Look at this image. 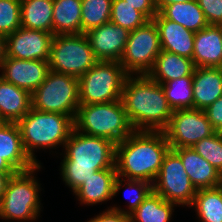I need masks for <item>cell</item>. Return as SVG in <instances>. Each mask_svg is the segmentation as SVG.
Listing matches in <instances>:
<instances>
[{"mask_svg":"<svg viewBox=\"0 0 222 222\" xmlns=\"http://www.w3.org/2000/svg\"><path fill=\"white\" fill-rule=\"evenodd\" d=\"M169 149L164 131H134L115 146L117 176L153 184Z\"/></svg>","mask_w":222,"mask_h":222,"instance_id":"cell-1","label":"cell"},{"mask_svg":"<svg viewBox=\"0 0 222 222\" xmlns=\"http://www.w3.org/2000/svg\"><path fill=\"white\" fill-rule=\"evenodd\" d=\"M115 146L109 139L90 136L73 129L64 145L60 175L74 193L92 174L115 168Z\"/></svg>","mask_w":222,"mask_h":222,"instance_id":"cell-2","label":"cell"},{"mask_svg":"<svg viewBox=\"0 0 222 222\" xmlns=\"http://www.w3.org/2000/svg\"><path fill=\"white\" fill-rule=\"evenodd\" d=\"M121 100L135 131H164L169 125L173 110L161 84L148 75H128Z\"/></svg>","mask_w":222,"mask_h":222,"instance_id":"cell-3","label":"cell"},{"mask_svg":"<svg viewBox=\"0 0 222 222\" xmlns=\"http://www.w3.org/2000/svg\"><path fill=\"white\" fill-rule=\"evenodd\" d=\"M17 124L20 128L24 150L37 165L40 162L34 153L36 149H56L60 145L64 148L74 129V122L70 116L33 108Z\"/></svg>","mask_w":222,"mask_h":222,"instance_id":"cell-4","label":"cell"},{"mask_svg":"<svg viewBox=\"0 0 222 222\" xmlns=\"http://www.w3.org/2000/svg\"><path fill=\"white\" fill-rule=\"evenodd\" d=\"M73 122L76 131L106 138L115 144L123 141L135 131L122 100L79 105Z\"/></svg>","mask_w":222,"mask_h":222,"instance_id":"cell-5","label":"cell"},{"mask_svg":"<svg viewBox=\"0 0 222 222\" xmlns=\"http://www.w3.org/2000/svg\"><path fill=\"white\" fill-rule=\"evenodd\" d=\"M41 168L38 164L29 170L16 172L8 179L0 202V218L12 222L36 221L42 207L39 197L41 184L35 173Z\"/></svg>","mask_w":222,"mask_h":222,"instance_id":"cell-6","label":"cell"},{"mask_svg":"<svg viewBox=\"0 0 222 222\" xmlns=\"http://www.w3.org/2000/svg\"><path fill=\"white\" fill-rule=\"evenodd\" d=\"M127 76L120 62L98 61L79 78L80 105L121 100Z\"/></svg>","mask_w":222,"mask_h":222,"instance_id":"cell-7","label":"cell"},{"mask_svg":"<svg viewBox=\"0 0 222 222\" xmlns=\"http://www.w3.org/2000/svg\"><path fill=\"white\" fill-rule=\"evenodd\" d=\"M79 79L50 71L44 82L31 94L32 108L43 112H56L73 120L80 105Z\"/></svg>","mask_w":222,"mask_h":222,"instance_id":"cell-8","label":"cell"},{"mask_svg":"<svg viewBox=\"0 0 222 222\" xmlns=\"http://www.w3.org/2000/svg\"><path fill=\"white\" fill-rule=\"evenodd\" d=\"M97 62L85 34L54 35L49 59L50 71L79 79Z\"/></svg>","mask_w":222,"mask_h":222,"instance_id":"cell-9","label":"cell"},{"mask_svg":"<svg viewBox=\"0 0 222 222\" xmlns=\"http://www.w3.org/2000/svg\"><path fill=\"white\" fill-rule=\"evenodd\" d=\"M159 32L153 20L130 31L120 64L128 75H147L161 51Z\"/></svg>","mask_w":222,"mask_h":222,"instance_id":"cell-10","label":"cell"},{"mask_svg":"<svg viewBox=\"0 0 222 222\" xmlns=\"http://www.w3.org/2000/svg\"><path fill=\"white\" fill-rule=\"evenodd\" d=\"M153 191L168 202L188 208L195 198L197 190L191 183L180 156L173 149H169L163 158L159 174L153 183Z\"/></svg>","mask_w":222,"mask_h":222,"instance_id":"cell-11","label":"cell"},{"mask_svg":"<svg viewBox=\"0 0 222 222\" xmlns=\"http://www.w3.org/2000/svg\"><path fill=\"white\" fill-rule=\"evenodd\" d=\"M170 149L192 148L200 140L216 131L203 110L179 109L172 112L169 125L164 130Z\"/></svg>","mask_w":222,"mask_h":222,"instance_id":"cell-12","label":"cell"},{"mask_svg":"<svg viewBox=\"0 0 222 222\" xmlns=\"http://www.w3.org/2000/svg\"><path fill=\"white\" fill-rule=\"evenodd\" d=\"M53 33L22 28L6 36L5 57L49 61Z\"/></svg>","mask_w":222,"mask_h":222,"instance_id":"cell-13","label":"cell"},{"mask_svg":"<svg viewBox=\"0 0 222 222\" xmlns=\"http://www.w3.org/2000/svg\"><path fill=\"white\" fill-rule=\"evenodd\" d=\"M0 77L32 94L47 78L49 61L5 57Z\"/></svg>","mask_w":222,"mask_h":222,"instance_id":"cell-14","label":"cell"},{"mask_svg":"<svg viewBox=\"0 0 222 222\" xmlns=\"http://www.w3.org/2000/svg\"><path fill=\"white\" fill-rule=\"evenodd\" d=\"M130 31L112 22L104 23L85 35L98 61L119 62L125 51Z\"/></svg>","mask_w":222,"mask_h":222,"instance_id":"cell-15","label":"cell"},{"mask_svg":"<svg viewBox=\"0 0 222 222\" xmlns=\"http://www.w3.org/2000/svg\"><path fill=\"white\" fill-rule=\"evenodd\" d=\"M152 20L157 26L162 50L192 59L194 32L164 18L159 12Z\"/></svg>","mask_w":222,"mask_h":222,"instance_id":"cell-16","label":"cell"},{"mask_svg":"<svg viewBox=\"0 0 222 222\" xmlns=\"http://www.w3.org/2000/svg\"><path fill=\"white\" fill-rule=\"evenodd\" d=\"M192 60L195 67L222 68L221 25H208L195 33Z\"/></svg>","mask_w":222,"mask_h":222,"instance_id":"cell-17","label":"cell"},{"mask_svg":"<svg viewBox=\"0 0 222 222\" xmlns=\"http://www.w3.org/2000/svg\"><path fill=\"white\" fill-rule=\"evenodd\" d=\"M222 96V68L195 67L193 71V108L205 110Z\"/></svg>","mask_w":222,"mask_h":222,"instance_id":"cell-18","label":"cell"},{"mask_svg":"<svg viewBox=\"0 0 222 222\" xmlns=\"http://www.w3.org/2000/svg\"><path fill=\"white\" fill-rule=\"evenodd\" d=\"M0 155L17 172L29 170L37 165L24 150L17 122L0 123Z\"/></svg>","mask_w":222,"mask_h":222,"instance_id":"cell-19","label":"cell"},{"mask_svg":"<svg viewBox=\"0 0 222 222\" xmlns=\"http://www.w3.org/2000/svg\"><path fill=\"white\" fill-rule=\"evenodd\" d=\"M117 177L116 168L97 171L73 193L82 205H96L107 202L114 197V182Z\"/></svg>","mask_w":222,"mask_h":222,"instance_id":"cell-20","label":"cell"},{"mask_svg":"<svg viewBox=\"0 0 222 222\" xmlns=\"http://www.w3.org/2000/svg\"><path fill=\"white\" fill-rule=\"evenodd\" d=\"M173 150L180 156L183 167L196 190L220 186L221 174L194 149L176 148Z\"/></svg>","mask_w":222,"mask_h":222,"instance_id":"cell-21","label":"cell"},{"mask_svg":"<svg viewBox=\"0 0 222 222\" xmlns=\"http://www.w3.org/2000/svg\"><path fill=\"white\" fill-rule=\"evenodd\" d=\"M31 108V94L0 77V118L18 122Z\"/></svg>","mask_w":222,"mask_h":222,"instance_id":"cell-22","label":"cell"},{"mask_svg":"<svg viewBox=\"0 0 222 222\" xmlns=\"http://www.w3.org/2000/svg\"><path fill=\"white\" fill-rule=\"evenodd\" d=\"M194 69L192 59L161 50L147 75L157 83L163 84L184 76H193Z\"/></svg>","mask_w":222,"mask_h":222,"instance_id":"cell-23","label":"cell"},{"mask_svg":"<svg viewBox=\"0 0 222 222\" xmlns=\"http://www.w3.org/2000/svg\"><path fill=\"white\" fill-rule=\"evenodd\" d=\"M53 34L68 35L82 33V0H53Z\"/></svg>","mask_w":222,"mask_h":222,"instance_id":"cell-24","label":"cell"},{"mask_svg":"<svg viewBox=\"0 0 222 222\" xmlns=\"http://www.w3.org/2000/svg\"><path fill=\"white\" fill-rule=\"evenodd\" d=\"M53 0H21V27L53 33Z\"/></svg>","mask_w":222,"mask_h":222,"instance_id":"cell-25","label":"cell"},{"mask_svg":"<svg viewBox=\"0 0 222 222\" xmlns=\"http://www.w3.org/2000/svg\"><path fill=\"white\" fill-rule=\"evenodd\" d=\"M159 13L194 33L209 25L196 0L164 6Z\"/></svg>","mask_w":222,"mask_h":222,"instance_id":"cell-26","label":"cell"},{"mask_svg":"<svg viewBox=\"0 0 222 222\" xmlns=\"http://www.w3.org/2000/svg\"><path fill=\"white\" fill-rule=\"evenodd\" d=\"M177 204L166 201L152 191L148 197L132 212L130 222H170Z\"/></svg>","mask_w":222,"mask_h":222,"instance_id":"cell-27","label":"cell"},{"mask_svg":"<svg viewBox=\"0 0 222 222\" xmlns=\"http://www.w3.org/2000/svg\"><path fill=\"white\" fill-rule=\"evenodd\" d=\"M189 207L196 211L200 222H222V188L197 190Z\"/></svg>","mask_w":222,"mask_h":222,"instance_id":"cell-28","label":"cell"},{"mask_svg":"<svg viewBox=\"0 0 222 222\" xmlns=\"http://www.w3.org/2000/svg\"><path fill=\"white\" fill-rule=\"evenodd\" d=\"M161 86L173 111L193 108V76H184L163 83Z\"/></svg>","mask_w":222,"mask_h":222,"instance_id":"cell-29","label":"cell"},{"mask_svg":"<svg viewBox=\"0 0 222 222\" xmlns=\"http://www.w3.org/2000/svg\"><path fill=\"white\" fill-rule=\"evenodd\" d=\"M113 0H82V34L110 22Z\"/></svg>","mask_w":222,"mask_h":222,"instance_id":"cell-30","label":"cell"},{"mask_svg":"<svg viewBox=\"0 0 222 222\" xmlns=\"http://www.w3.org/2000/svg\"><path fill=\"white\" fill-rule=\"evenodd\" d=\"M123 179V180H122ZM117 176L114 182V196L122 189V186H126V191L134 190L132 193V198L129 199V205H127L128 209H122L121 206L118 207L116 205L109 206L110 209L115 211H120L124 214L130 215L134 212L138 206L148 197V195L153 191V184L143 181V180H126ZM126 181V182H125ZM125 182V184L123 183Z\"/></svg>","mask_w":222,"mask_h":222,"instance_id":"cell-31","label":"cell"},{"mask_svg":"<svg viewBox=\"0 0 222 222\" xmlns=\"http://www.w3.org/2000/svg\"><path fill=\"white\" fill-rule=\"evenodd\" d=\"M149 19L138 10L134 9L124 0H113L111 7L110 22L133 31L143 26Z\"/></svg>","mask_w":222,"mask_h":222,"instance_id":"cell-32","label":"cell"},{"mask_svg":"<svg viewBox=\"0 0 222 222\" xmlns=\"http://www.w3.org/2000/svg\"><path fill=\"white\" fill-rule=\"evenodd\" d=\"M194 149L202 158L210 163L220 174L222 173V134L213 135L197 142Z\"/></svg>","mask_w":222,"mask_h":222,"instance_id":"cell-33","label":"cell"},{"mask_svg":"<svg viewBox=\"0 0 222 222\" xmlns=\"http://www.w3.org/2000/svg\"><path fill=\"white\" fill-rule=\"evenodd\" d=\"M21 27V0H0V34L5 37Z\"/></svg>","mask_w":222,"mask_h":222,"instance_id":"cell-34","label":"cell"},{"mask_svg":"<svg viewBox=\"0 0 222 222\" xmlns=\"http://www.w3.org/2000/svg\"><path fill=\"white\" fill-rule=\"evenodd\" d=\"M209 25L222 24V0H196Z\"/></svg>","mask_w":222,"mask_h":222,"instance_id":"cell-35","label":"cell"},{"mask_svg":"<svg viewBox=\"0 0 222 222\" xmlns=\"http://www.w3.org/2000/svg\"><path fill=\"white\" fill-rule=\"evenodd\" d=\"M203 111L213 129L222 132V96Z\"/></svg>","mask_w":222,"mask_h":222,"instance_id":"cell-36","label":"cell"},{"mask_svg":"<svg viewBox=\"0 0 222 222\" xmlns=\"http://www.w3.org/2000/svg\"><path fill=\"white\" fill-rule=\"evenodd\" d=\"M87 222H130V216L120 211L112 210L108 207L105 211L97 214Z\"/></svg>","mask_w":222,"mask_h":222,"instance_id":"cell-37","label":"cell"},{"mask_svg":"<svg viewBox=\"0 0 222 222\" xmlns=\"http://www.w3.org/2000/svg\"><path fill=\"white\" fill-rule=\"evenodd\" d=\"M134 9L143 13L149 20H152L158 13L155 0H124Z\"/></svg>","mask_w":222,"mask_h":222,"instance_id":"cell-38","label":"cell"},{"mask_svg":"<svg viewBox=\"0 0 222 222\" xmlns=\"http://www.w3.org/2000/svg\"><path fill=\"white\" fill-rule=\"evenodd\" d=\"M15 173L16 172H0V202L5 192V187L8 182V179Z\"/></svg>","mask_w":222,"mask_h":222,"instance_id":"cell-39","label":"cell"},{"mask_svg":"<svg viewBox=\"0 0 222 222\" xmlns=\"http://www.w3.org/2000/svg\"><path fill=\"white\" fill-rule=\"evenodd\" d=\"M190 0H155L156 9L159 12L164 6L173 4V3H184Z\"/></svg>","mask_w":222,"mask_h":222,"instance_id":"cell-40","label":"cell"},{"mask_svg":"<svg viewBox=\"0 0 222 222\" xmlns=\"http://www.w3.org/2000/svg\"><path fill=\"white\" fill-rule=\"evenodd\" d=\"M5 44H6V37L4 35L0 34V69H1V65L4 61V58L6 56Z\"/></svg>","mask_w":222,"mask_h":222,"instance_id":"cell-41","label":"cell"},{"mask_svg":"<svg viewBox=\"0 0 222 222\" xmlns=\"http://www.w3.org/2000/svg\"><path fill=\"white\" fill-rule=\"evenodd\" d=\"M0 172H17V171L0 155Z\"/></svg>","mask_w":222,"mask_h":222,"instance_id":"cell-42","label":"cell"},{"mask_svg":"<svg viewBox=\"0 0 222 222\" xmlns=\"http://www.w3.org/2000/svg\"><path fill=\"white\" fill-rule=\"evenodd\" d=\"M220 187L222 188V173H221V176H220Z\"/></svg>","mask_w":222,"mask_h":222,"instance_id":"cell-43","label":"cell"}]
</instances>
